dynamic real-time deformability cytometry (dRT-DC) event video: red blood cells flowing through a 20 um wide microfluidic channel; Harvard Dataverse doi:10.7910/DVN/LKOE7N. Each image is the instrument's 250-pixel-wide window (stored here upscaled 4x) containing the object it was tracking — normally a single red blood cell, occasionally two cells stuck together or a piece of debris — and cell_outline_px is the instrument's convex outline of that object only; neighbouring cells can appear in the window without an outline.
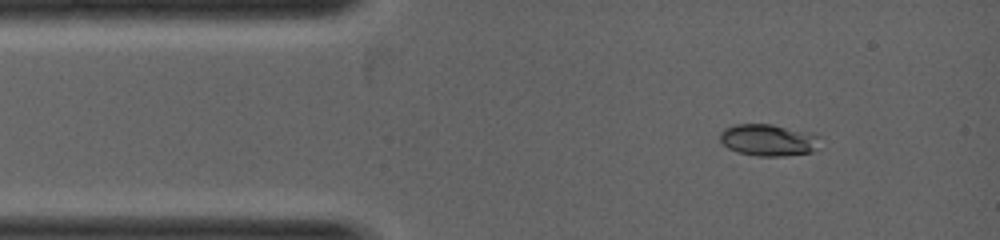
{"species": "common noctule bat (a hibernating species)", "species_latin": "Nyctalus noctula", "temperature_condition": "warm", "stored_images_in_passage": 2, "camera_frame_rate_fps": 5000, "um_per_image_px": 0.085, "animal": {"sex": "female", "body_mass_g": 19.0, "forearm_length_mm": 53.3}, "frame": {"image": 1, "passage_image": 1, "time_ms": 0.0, "image_size_px": [1000, 240], "cell_outline_px": [[824, 136], [816, 148], [812, 152], [784, 156], [756, 156], [736, 152], [728, 148], [720, 140], [720, 132], [724, 128], [736, 124], [772, 124], [816, 132]], "centroid_in_image_um": [65.39, 11.89], "position_along_channel_um": 19.6, "area_um2": 19.13}}
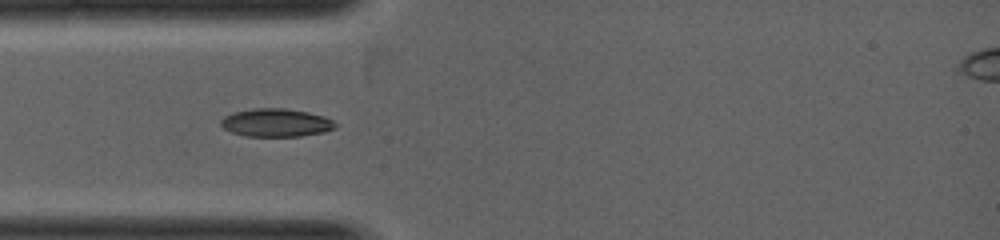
{"frame": {"image": 2, "passage_image": 2, "time_ms": 1.0, "image_size_px": [1000, 240], "cell_outline_px": [[336, 128], [324, 132], [300, 136], [244, 136], [232, 132], [224, 128], [220, 124], [220, 120], [224, 116], [232, 112], [252, 108], [284, 108], [308, 112], [324, 116], [332, 120], [336, 124]], "centroid_in_image_um": [23.45, 10.42], "position_along_channel_um": 61.6, "area_um2": 18.84}}